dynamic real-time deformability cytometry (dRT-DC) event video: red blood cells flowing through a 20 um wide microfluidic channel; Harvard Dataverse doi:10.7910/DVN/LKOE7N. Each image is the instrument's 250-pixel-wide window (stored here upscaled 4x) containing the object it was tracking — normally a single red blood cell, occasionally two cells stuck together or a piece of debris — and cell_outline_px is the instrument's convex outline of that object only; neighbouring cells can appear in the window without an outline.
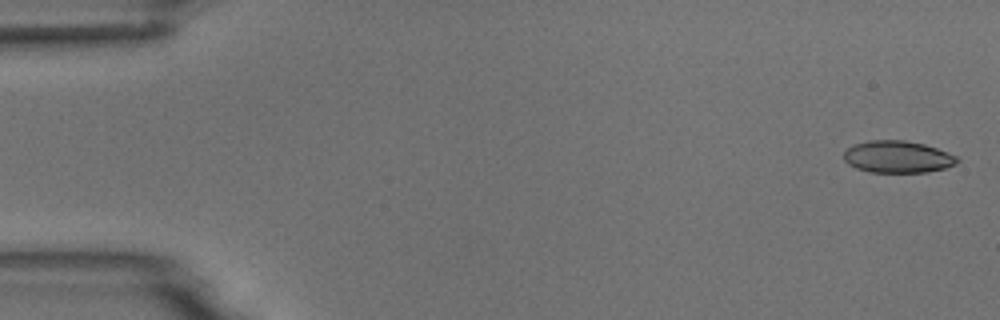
{"species": "common noctule bat (a hibernating species)", "species_latin": "Nyctalus noctula", "temperature_condition": "room temperature", "stored_images_in_passage": 4, "camera_frame_rate_fps": 3000, "um_per_image_px": 0.085, "animal": {"sex": "male", "body_mass_g": 18.8}, "frame": {"image": 1, "passage_image": 1, "time_ms": 0.0, "image_size_px": [1000, 320], "cell_outline_px": [[960, 160], [956, 164], [944, 168], [928, 172], [868, 172], [856, 168], [848, 164], [844, 160], [844, 152], [848, 148], [856, 144], [868, 140], [904, 140], [924, 144], [948, 152], [956, 156]], "centroid_in_image_um": [76.3, 13.33], "position_along_channel_um": 8.7, "area_um2": 21.15}}
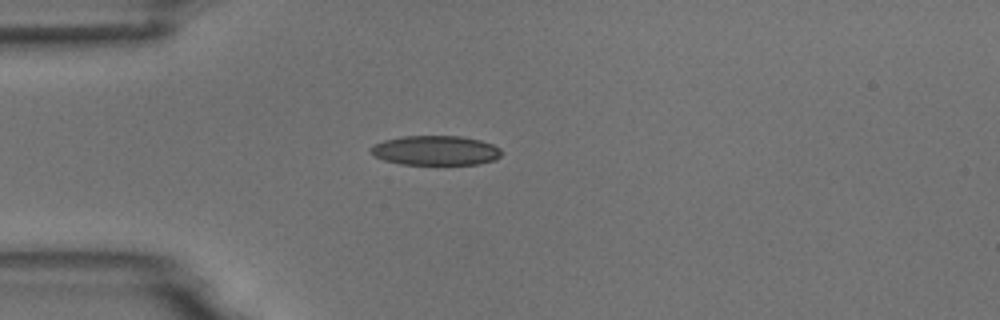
{"frame": {"image": 2, "passage_image": 4, "time_ms": 4.333, "image_size_px": [1000, 320], "cell_outline_px": [[500, 156], [496, 160], [476, 164], [400, 164], [384, 160], [368, 152], [368, 148], [384, 140], [400, 136], [460, 136], [480, 140], [492, 144], [500, 148]], "centroid_in_image_um": [37.0, 12.78], "position_along_channel_um": 48.0, "area_um2": 22.54}}